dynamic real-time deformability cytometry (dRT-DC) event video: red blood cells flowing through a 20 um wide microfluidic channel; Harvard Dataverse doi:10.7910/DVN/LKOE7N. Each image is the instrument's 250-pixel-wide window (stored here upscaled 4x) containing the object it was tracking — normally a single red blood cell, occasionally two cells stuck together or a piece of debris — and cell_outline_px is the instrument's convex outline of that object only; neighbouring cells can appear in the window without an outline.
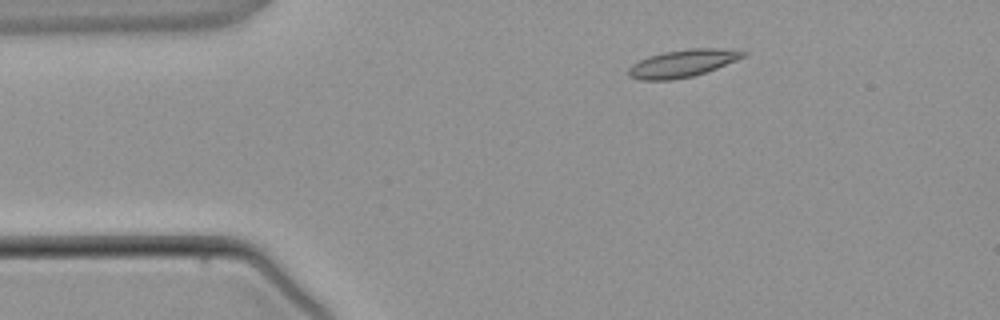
{"species": "common noctule bat (a hibernating species)", "species_latin": "Nyctalus noctula", "temperature_condition": "warm", "stored_images_in_passage": 3, "camera_frame_rate_fps": 3000, "um_per_image_px": 0.085, "animal": {"sex": "male", "body_mass_g": 21.5, "forearm_length_mm": 52.0}, "frame": {"image": 1, "passage_image": 2, "time_ms": 1.333, "image_size_px": [1000, 320], "cell_outline_px": [[748, 52], [744, 56], [736, 60], [716, 68], [692, 76], [672, 80], [640, 80], [628, 76], [628, 68], [632, 64], [648, 56], [664, 52], [688, 48], [716, 48]], "centroid_in_image_um": [57.96, 5.39], "position_along_channel_um": 27.0, "area_um2": 18.15}}